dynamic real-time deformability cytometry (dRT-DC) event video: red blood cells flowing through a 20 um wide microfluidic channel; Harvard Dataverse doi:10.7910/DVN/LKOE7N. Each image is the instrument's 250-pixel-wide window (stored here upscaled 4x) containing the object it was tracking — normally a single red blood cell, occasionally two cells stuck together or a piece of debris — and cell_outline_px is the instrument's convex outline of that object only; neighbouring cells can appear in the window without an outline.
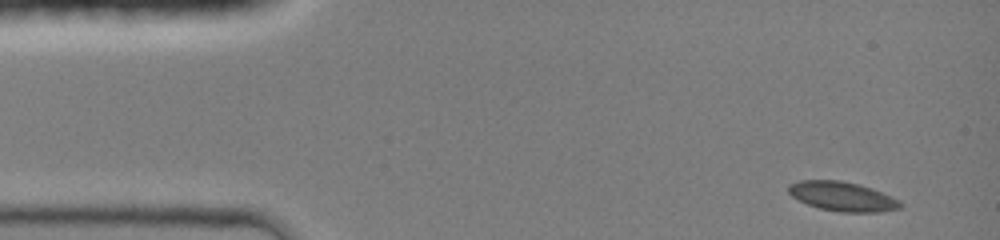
{"species": "common noctule bat (a hibernating species)", "species_latin": "Nyctalus noctula", "temperature_condition": "room temperature", "stored_images_in_passage": 14, "camera_frame_rate_fps": 3000, "um_per_image_px": 0.085, "animal": {"sex": "female", "body_mass_g": 19.0, "forearm_length_mm": 51.5}, "frame": {"image": 1, "passage_image": 1, "time_ms": 0.0, "image_size_px": [1000, 240], "cell_outline_px": [[904, 204], [900, 208], [880, 212], [840, 212], [820, 208], [808, 204], [792, 196], [788, 192], [788, 184], [800, 180], [840, 180], [860, 184], [872, 188], [900, 200]], "centroid_in_image_um": [71.62, 16.69], "position_along_channel_um": 13.4, "area_um2": 19.19}}
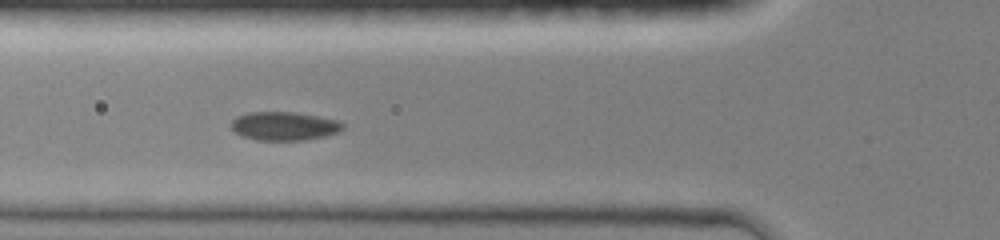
{"frame": {"image": 2, "passage_image": 10, "time_ms": 4.333, "image_size_px": [1000, 240], "cell_outline_px": [[344, 128], [340, 132], [324, 136], [304, 140], [256, 140], [240, 136], [232, 128], [232, 120], [236, 116], [248, 112], [296, 112], [340, 120], [344, 124]], "centroid_in_image_um": [24.18, 10.71], "position_along_channel_um": 101.6, "area_um2": 18.79}}
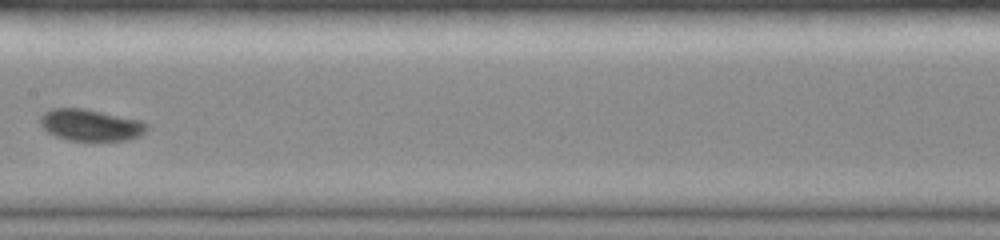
{"frame": {"image": 3, "passage_image": 14, "time_ms": 6.667, "image_size_px": [1000, 240], "cell_outline_px": [[148, 128], [144, 132], [128, 140], [68, 140], [56, 136], [48, 132], [40, 124], [40, 116], [44, 112], [52, 108], [84, 108], [140, 120], [148, 124]], "centroid_in_image_um": [7.67, 10.61], "position_along_channel_um": 199.7, "area_um2": 19.48}}